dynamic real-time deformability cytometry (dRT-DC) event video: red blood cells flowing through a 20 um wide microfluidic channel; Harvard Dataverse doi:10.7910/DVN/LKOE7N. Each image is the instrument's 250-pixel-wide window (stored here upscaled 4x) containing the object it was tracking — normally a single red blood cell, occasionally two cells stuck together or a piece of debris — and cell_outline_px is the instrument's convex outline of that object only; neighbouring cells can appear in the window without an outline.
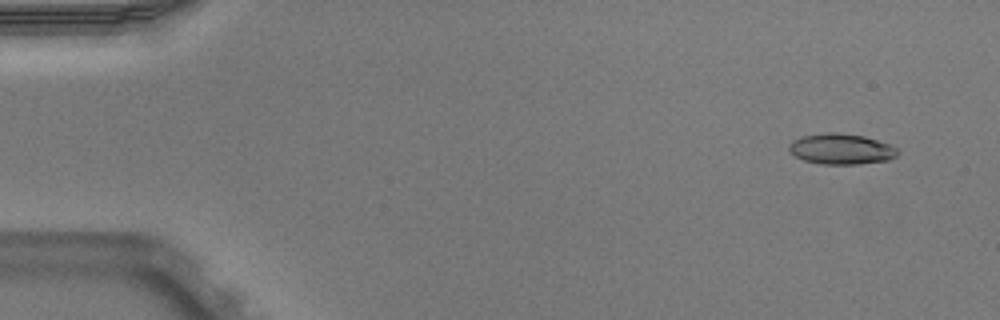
{"species": "Egyptian fruit bat (a non-hibernating species)", "species_latin": "Rousettus aegyptiacus", "temperature_condition": "warm", "stored_images_in_passage": 14, "camera_frame_rate_fps": 3000, "um_per_image_px": 0.085, "animal": {"sex": "male"}, "frame": {"image": 1, "passage_image": 4, "time_ms": 1.0, "image_size_px": [1000, 320], "cell_outline_px": [[900, 152], [896, 156], [888, 160], [860, 164], [820, 164], [804, 160], [796, 156], [788, 148], [788, 144], [792, 140], [800, 136], [828, 132], [836, 132], [864, 136], [888, 144], [896, 148]], "centroid_in_image_um": [71.48, 12.66], "position_along_channel_um": 13.5, "area_um2": 19.42}}